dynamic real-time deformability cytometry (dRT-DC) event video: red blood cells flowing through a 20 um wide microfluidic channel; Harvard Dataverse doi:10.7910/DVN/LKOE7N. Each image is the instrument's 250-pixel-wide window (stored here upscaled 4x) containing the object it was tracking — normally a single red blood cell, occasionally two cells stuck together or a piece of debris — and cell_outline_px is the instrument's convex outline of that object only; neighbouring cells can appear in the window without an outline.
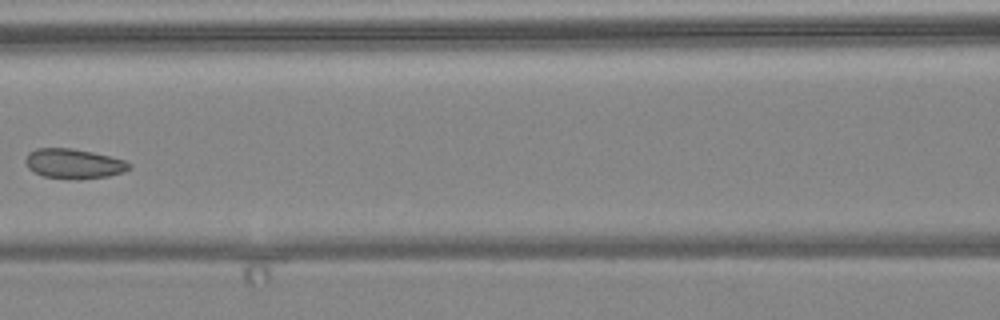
{"species": "common noctule bat (a hibernating species)", "species_latin": "Nyctalus noctula", "temperature_condition": "warm", "stored_images_in_passage": 5, "camera_frame_rate_fps": 3000, "um_per_image_px": 0.085, "animal": {"sex": "female", "body_mass_g": 24.6, "forearm_length_mm": 56.2}, "frame": {"image": 1, "passage_image": 4, "time_ms": 3.667, "image_size_px": [1000, 320], "cell_outline_px": [[132, 168], [124, 172], [108, 176], [44, 176], [28, 168], [24, 160], [28, 152], [36, 148], [72, 148], [92, 152], [124, 160], [132, 164]], "centroid_in_image_um": [6.27, 13.85], "position_along_channel_um": 160.3, "area_um2": 17.17}}
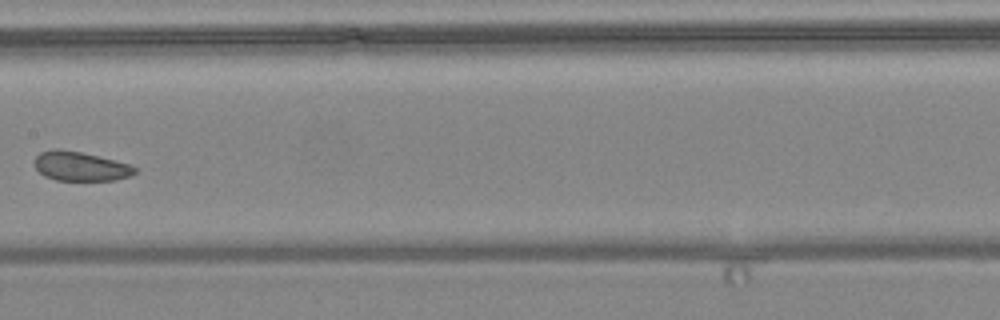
{"frame": {"image": 2, "passage_image": 5, "time_ms": 4.667, "image_size_px": [1000, 320], "cell_outline_px": [[136, 172], [132, 176], [116, 180], [56, 180], [44, 176], [36, 168], [36, 156], [40, 152], [52, 148], [60, 148], [80, 152], [132, 164], [136, 168]], "centroid_in_image_um": [6.86, 14.13], "position_along_channel_um": 200.5, "area_um2": 17.17}}